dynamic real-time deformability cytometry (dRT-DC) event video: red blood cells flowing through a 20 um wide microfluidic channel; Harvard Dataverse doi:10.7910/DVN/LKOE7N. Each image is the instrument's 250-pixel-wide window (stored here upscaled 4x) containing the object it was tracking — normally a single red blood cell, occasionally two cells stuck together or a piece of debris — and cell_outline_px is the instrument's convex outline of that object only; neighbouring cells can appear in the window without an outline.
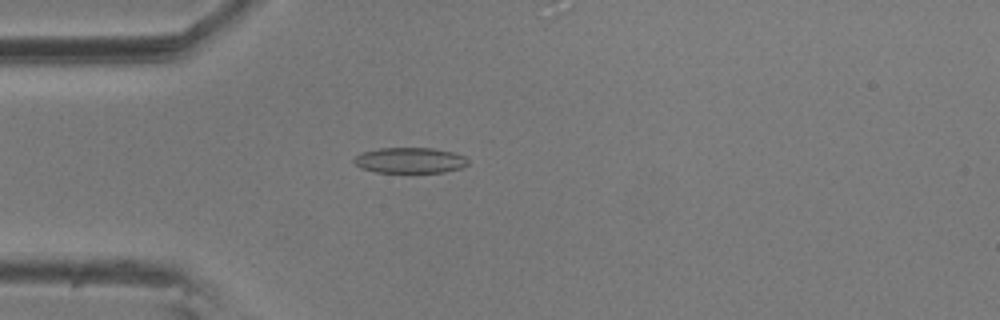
{"species": "common noctule bat (a hibernating species)", "species_latin": "Nyctalus noctula", "temperature_condition": "room temperature", "stored_images_in_passage": 2, "camera_frame_rate_fps": 3000, "um_per_image_px": 0.085, "animal": {"sex": "male", "body_mass_g": 20.5, "forearm_length_mm": 52.5}, "frame": {"image": 1, "passage_image": 1, "time_ms": 0.0, "image_size_px": [1000, 320], "cell_outline_px": [[468, 164], [460, 168], [444, 172], [376, 172], [360, 168], [352, 160], [360, 152], [380, 148], [432, 148], [452, 152], [464, 156], [468, 160]], "centroid_in_image_um": [34.81, 13.62], "position_along_channel_um": 50.2, "area_um2": 16.99}}